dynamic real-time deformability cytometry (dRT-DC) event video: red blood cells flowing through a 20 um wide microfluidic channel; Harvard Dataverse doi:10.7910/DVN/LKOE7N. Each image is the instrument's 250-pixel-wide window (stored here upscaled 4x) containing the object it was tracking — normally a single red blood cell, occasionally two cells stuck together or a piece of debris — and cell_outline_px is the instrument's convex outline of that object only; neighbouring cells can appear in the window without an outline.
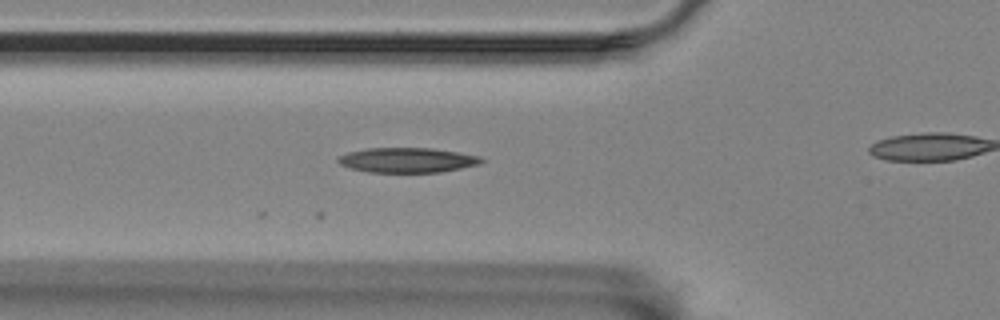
{"species": "Egyptian fruit bat (a non-hibernating species)", "species_latin": "Rousettus aegyptiacus", "temperature_condition": "room temperature", "stored_images_in_passage": 17, "camera_frame_rate_fps": 3000, "um_per_image_px": 0.085, "animal": {"sex": "female"}, "frame": {"image": 1, "passage_image": 4, "time_ms": 1.0, "image_size_px": [1000, 320], "cell_outline_px": [[484, 160], [480, 164], [440, 172], [368, 172], [352, 168], [340, 164], [336, 160], [340, 156], [348, 152], [368, 148], [432, 148], [480, 156]], "centroid_in_image_um": [34.62, 13.61], "position_along_channel_um": 91.2, "area_um2": 20.58}}
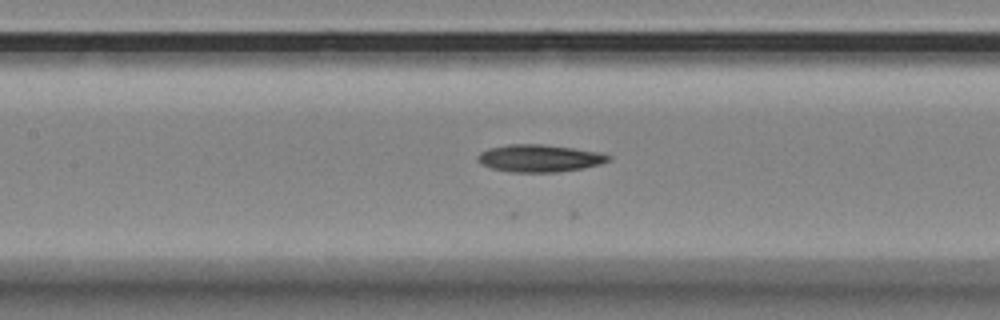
{"frame": {"image": 2, "passage_image": 10, "time_ms": 3.0, "image_size_px": [1000, 320], "cell_outline_px": [[612, 160], [600, 164], [584, 168], [556, 172], [512, 172], [492, 168], [480, 164], [476, 160], [476, 156], [480, 152], [488, 148], [508, 144], [544, 144], [600, 152], [612, 156]], "centroid_in_image_um": [45.84, 13.45], "position_along_channel_um": 161.6, "area_um2": 21.04}}
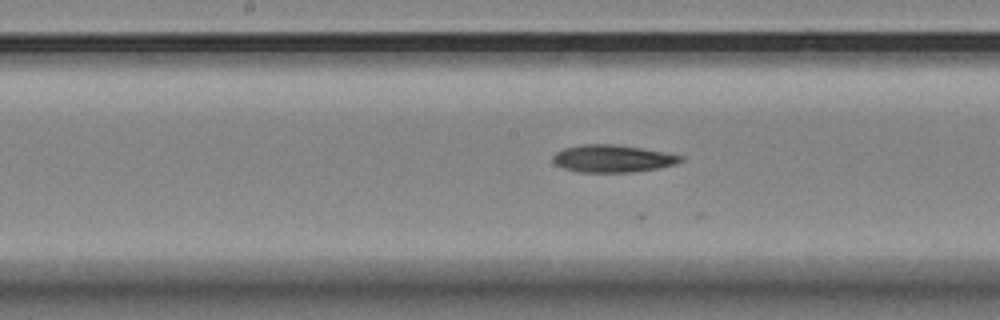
{"frame": {"image": 3, "passage_image": 13, "time_ms": 4.0, "image_size_px": [1000, 320], "cell_outline_px": [[684, 160], [676, 164], [660, 168], [636, 172], [580, 172], [564, 168], [556, 164], [552, 160], [552, 156], [556, 152], [564, 148], [584, 144], [612, 144], [640, 148], [664, 152], [684, 156]], "centroid_in_image_um": [52.1, 13.48], "position_along_channel_um": 196.1, "area_um2": 20.4}}